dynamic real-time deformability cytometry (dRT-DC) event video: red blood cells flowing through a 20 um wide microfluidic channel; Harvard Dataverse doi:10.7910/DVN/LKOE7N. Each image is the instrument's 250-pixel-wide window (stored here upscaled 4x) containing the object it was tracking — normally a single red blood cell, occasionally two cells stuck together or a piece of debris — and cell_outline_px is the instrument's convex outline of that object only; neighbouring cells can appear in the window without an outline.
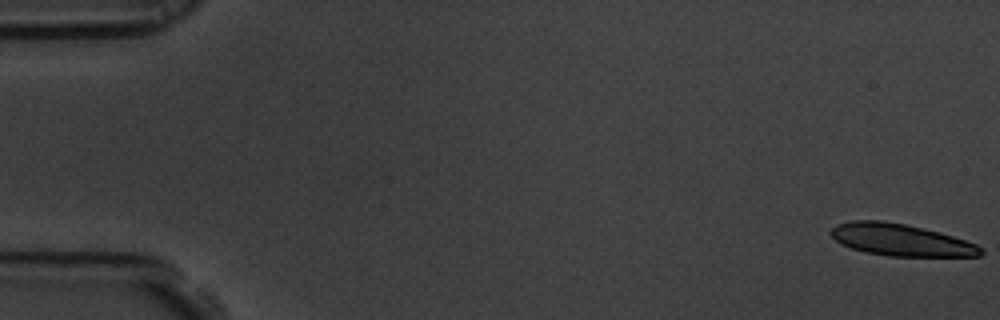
{"species": "common noctule bat (a hibernating species)", "species_latin": "Nyctalus noctula", "temperature_condition": "room temperature", "stored_images_in_passage": 60, "segment_of_instrument_passage": [1, 2], "camera_frame_rate_fps": 3000, "um_per_image_px": 0.085, "animal": {"sex": "male", "body_mass_g": 19.5, "forearm_length_mm": 54.6}, "frame": {"image": 1, "passage_image": 1, "time_ms": 0.0, "image_size_px": [1000, 320], "cell_outline_px": [[984, 252], [980, 256], [888, 256], [864, 252], [840, 244], [832, 236], [832, 228], [836, 224], [852, 220], [880, 220], [904, 224], [952, 236], [976, 244], [984, 248]], "centroid_in_image_um": [76.55, 20.4], "position_along_channel_um": 8.4, "area_um2": 27.63}}